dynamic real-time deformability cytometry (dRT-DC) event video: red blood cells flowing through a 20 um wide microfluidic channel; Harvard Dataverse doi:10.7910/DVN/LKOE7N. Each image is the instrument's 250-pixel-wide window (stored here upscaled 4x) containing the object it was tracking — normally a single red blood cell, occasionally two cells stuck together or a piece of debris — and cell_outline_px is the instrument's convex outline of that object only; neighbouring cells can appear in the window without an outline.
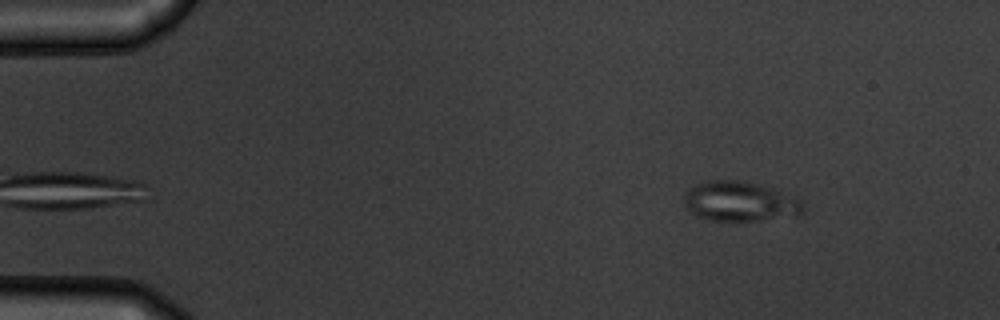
{"species": "common noctule bat (a hibernating species)", "species_latin": "Nyctalus noctula", "temperature_condition": "warm", "stored_images_in_passage": 54, "camera_frame_rate_fps": 3000, "um_per_image_px": 0.085, "animal": {"sex": "male", "body_mass_g": 19.5, "forearm_length_mm": 54.6}, "frame": {"image": 1, "passage_image": 7, "time_ms": 2.0, "image_size_px": [1000, 320], "cell_outline_px": [[804, 212], [796, 216], [752, 220], [708, 220], [696, 216], [688, 208], [684, 200], [684, 192], [688, 188], [696, 184], [708, 180], [736, 180], [760, 184], [772, 188], [800, 200], [804, 204]], "centroid_in_image_um": [62.87, 17.11], "position_along_channel_um": 22.1, "area_um2": 27.46}}
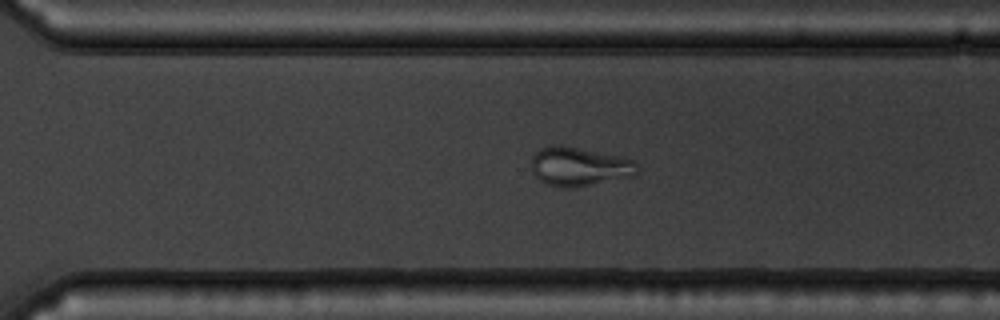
{"frame": {"image": 2, "passage_image": 38, "time_ms": 12.333, "image_size_px": [1000, 320], "cell_outline_px": [[640, 168], [636, 176], [576, 188], [564, 188], [544, 184], [532, 172], [532, 156], [540, 148], [556, 144], [560, 144], [636, 160]], "centroid_in_image_um": [49.27, 14.18], "position_along_channel_um": 321.3, "area_um2": 24.45}}
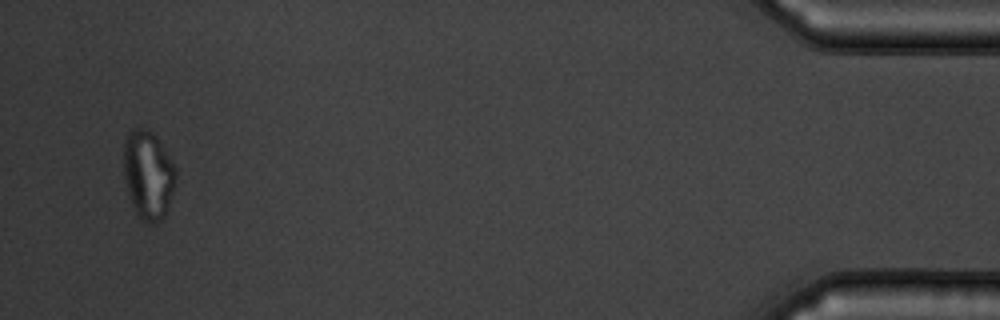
{"frame": {"image": 3, "passage_image": 52, "time_ms": 17.0, "image_size_px": [1000, 320], "cell_outline_px": [[176, 176], [172, 192], [164, 216], [160, 220], [148, 224], [136, 212], [132, 204], [128, 192], [124, 176], [124, 140], [128, 132], [132, 128], [140, 128], [152, 132], [156, 136], [176, 168]], "centroid_in_image_um": [12.58, 14.82], "position_along_channel_um": 422.6, "area_um2": 26.41}, "authors_computed_cell_mechanics": {"area_um2": 25.5187, "velocity_mm_per_s": 3.7809, "shape_relaxation_time_tau1_ms": 8.4165, "shape_relaxation_time_tau2_ms": 2.3681, "deformation_change_tau1": 0.1671, "deformation_change_tau2": 0.0658}}